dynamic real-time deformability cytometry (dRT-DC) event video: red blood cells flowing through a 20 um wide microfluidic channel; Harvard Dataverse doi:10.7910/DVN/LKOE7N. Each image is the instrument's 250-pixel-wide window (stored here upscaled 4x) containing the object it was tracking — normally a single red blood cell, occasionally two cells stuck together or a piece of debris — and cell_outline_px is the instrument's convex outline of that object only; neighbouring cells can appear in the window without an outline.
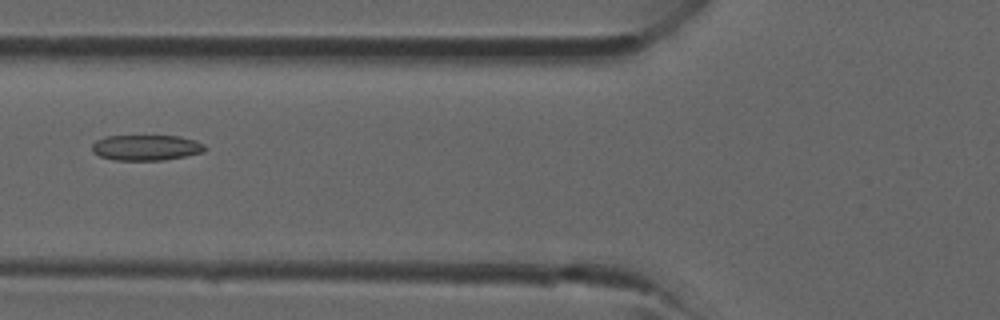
{"species": "common noctule bat (a hibernating species)", "species_latin": "Nyctalus noctula", "temperature_condition": "room temperature", "stored_images_in_passage": 33, "camera_frame_rate_fps": 3000, "um_per_image_px": 0.085, "animal": {"sex": "male", "forearm_length_mm": 52.5}, "frame": {"image": 1, "passage_image": 9, "time_ms": 2.667, "image_size_px": [1000, 320], "cell_outline_px": [[208, 148], [204, 152], [164, 160], [112, 160], [100, 156], [92, 152], [92, 144], [96, 140], [104, 136], [180, 136], [196, 140], [204, 144]], "centroid_in_image_um": [12.43, 12.54], "position_along_channel_um": 113.4, "area_um2": 16.99}}
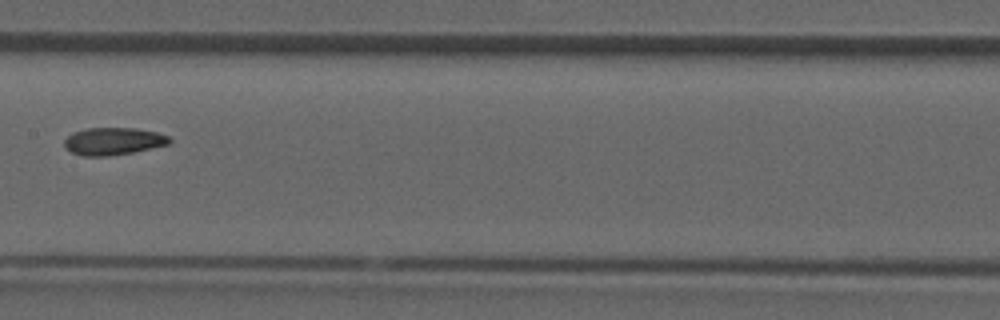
{"frame": {"image": 2, "passage_image": 14, "time_ms": 4.333, "image_size_px": [1000, 320], "cell_outline_px": [[172, 140], [168, 144], [132, 152], [108, 156], [84, 156], [72, 152], [64, 148], [64, 140], [72, 132], [88, 128], [136, 128], [156, 132], [168, 136]], "centroid_in_image_um": [9.59, 12.0], "position_along_channel_um": 197.8, "area_um2": 16.7}}
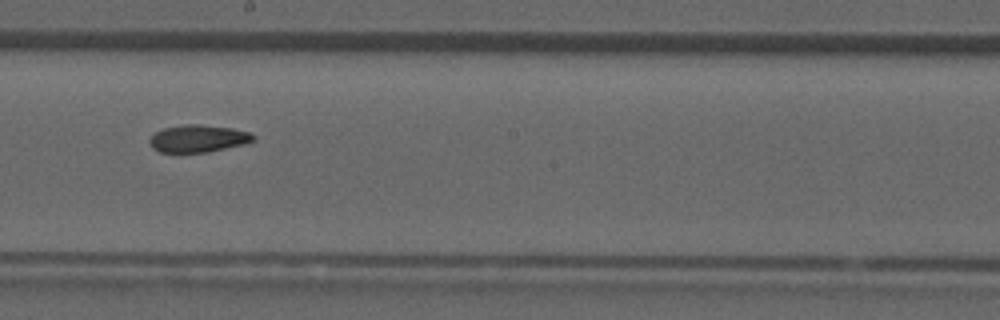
{"frame": {"image": 3, "passage_image": 16, "time_ms": 5.0, "image_size_px": [1000, 320], "cell_outline_px": [[256, 140], [244, 144], [208, 152], [160, 152], [152, 148], [148, 140], [156, 132], [164, 128], [184, 124], [200, 124], [232, 128], [248, 132], [256, 136]], "centroid_in_image_um": [16.85, 11.77], "position_along_channel_um": 231.3, "area_um2": 16.53}}